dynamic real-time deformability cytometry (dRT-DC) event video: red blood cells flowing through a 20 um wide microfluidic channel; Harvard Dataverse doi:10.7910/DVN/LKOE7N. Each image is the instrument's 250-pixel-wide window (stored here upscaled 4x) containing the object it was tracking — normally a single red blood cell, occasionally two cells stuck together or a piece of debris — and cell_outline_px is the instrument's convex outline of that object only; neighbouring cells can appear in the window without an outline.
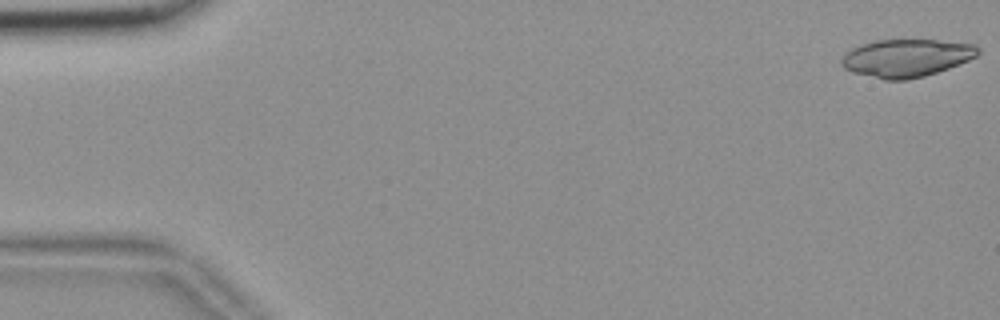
{"species": "common noctule bat (a hibernating species)", "species_latin": "Nyctalus noctula", "temperature_condition": "room temperature", "stored_images_in_passage": 55, "camera_frame_rate_fps": 3000, "um_per_image_px": 0.085, "animal": {"sex": "female", "body_mass_g": 18.4}, "frame": {"image": 1, "passage_image": 1, "time_ms": 0.0, "image_size_px": [1000, 320], "cell_outline_px": [[980, 52], [976, 56], [968, 60], [948, 68], [924, 76], [904, 80], [884, 80], [852, 72], [844, 68], [840, 64], [840, 60], [852, 48], [860, 44], [876, 40], [936, 40], [976, 44], [980, 48]], "centroid_in_image_um": [77.04, 4.92], "position_along_channel_um": 8.0, "area_um2": 30.0}}
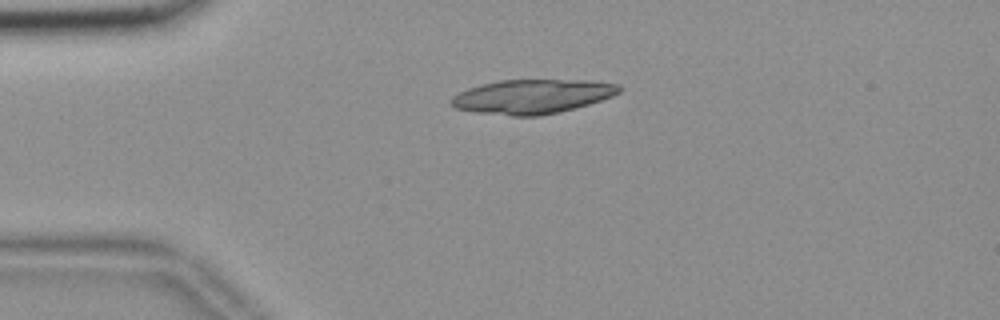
{"frame": {"image": 2, "passage_image": 13, "time_ms": 4.0, "image_size_px": [1000, 320], "cell_outline_px": [[620, 92], [612, 96], [588, 104], [560, 112], [540, 116], [512, 116], [476, 112], [456, 108], [448, 100], [452, 96], [468, 88], [480, 84], [500, 80], [592, 80], [620, 84]], "centroid_in_image_um": [45.23, 8.2], "position_along_channel_um": 39.8, "area_um2": 33.58}}